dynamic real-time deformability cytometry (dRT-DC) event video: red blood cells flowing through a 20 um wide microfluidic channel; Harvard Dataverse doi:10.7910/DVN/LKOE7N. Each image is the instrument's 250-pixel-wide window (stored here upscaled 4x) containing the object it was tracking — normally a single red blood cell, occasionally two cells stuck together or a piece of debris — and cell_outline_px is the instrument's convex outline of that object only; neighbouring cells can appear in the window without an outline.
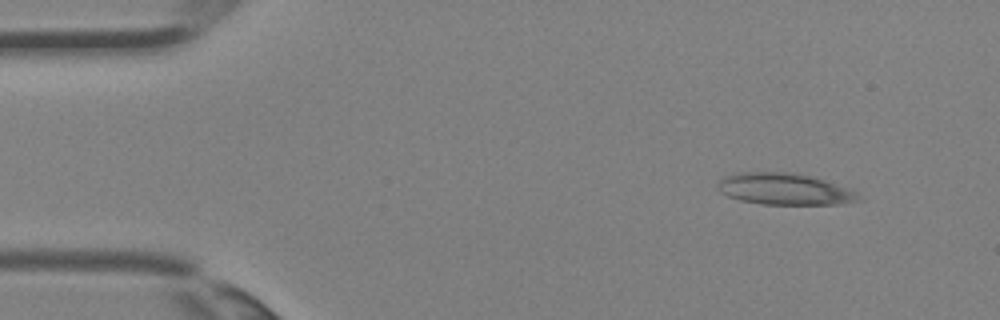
{"species": "Egyptian fruit bat (a non-hibernating species)", "species_latin": "Rousettus aegyptiacus", "temperature_condition": "room temperature", "stored_images_in_passage": 33, "camera_frame_rate_fps": 3000, "um_per_image_px": 0.085, "animal": {"sex": "female"}, "frame": {"image": 1, "passage_image": 1, "time_ms": 0.0, "image_size_px": [1000, 320], "cell_outline_px": [[864, 200], [840, 204], [760, 204], [740, 200], [728, 196], [720, 192], [716, 184], [724, 176], [736, 172], [788, 172], [808, 176], [824, 180], [856, 192]], "centroid_in_image_um": [66.64, 16.07], "position_along_channel_um": 18.4, "area_um2": 25.78}}
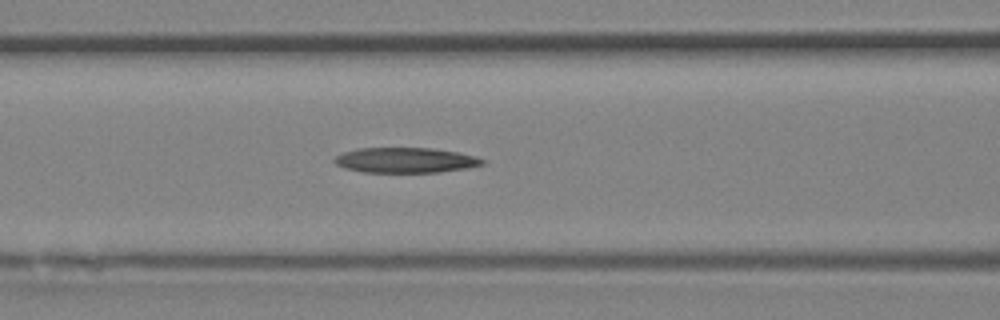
{"frame": {"image": 2, "passage_image": 12, "time_ms": 3.667, "image_size_px": [1000, 320], "cell_outline_px": [[488, 160], [484, 164], [468, 168], [440, 172], [364, 172], [344, 168], [336, 164], [332, 160], [336, 156], [344, 152], [360, 148], [432, 148], [460, 152], [476, 156]], "centroid_in_image_um": [34.52, 13.61], "position_along_channel_um": 132.1, "area_um2": 21.91}}
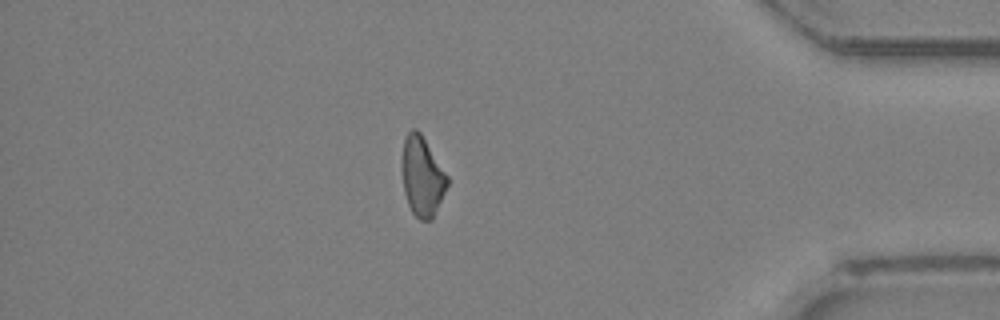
{"frame": {"image": 3, "passage_image": 28, "time_ms": 9.0, "image_size_px": [1000, 320], "cell_outline_px": [[448, 184], [432, 220], [420, 220], [412, 212], [408, 204], [404, 192], [400, 168], [404, 140], [408, 132], [412, 128], [416, 128], [420, 132], [448, 176]], "centroid_in_image_um": [35.86, 14.99], "position_along_channel_um": 399.3, "area_um2": 21.1}}